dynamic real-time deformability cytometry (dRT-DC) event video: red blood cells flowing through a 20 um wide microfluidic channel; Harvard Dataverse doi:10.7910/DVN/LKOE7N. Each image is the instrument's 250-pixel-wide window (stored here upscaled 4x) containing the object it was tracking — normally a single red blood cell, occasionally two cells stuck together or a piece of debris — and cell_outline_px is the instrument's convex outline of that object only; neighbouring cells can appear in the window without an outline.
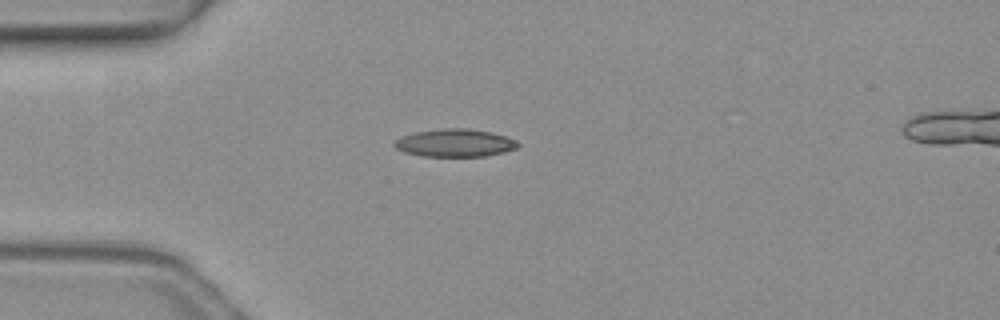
{"species": "common noctule bat (a hibernating species)", "species_latin": "Nyctalus noctula", "temperature_condition": "warm", "stored_images_in_passage": 1, "camera_frame_rate_fps": 3000, "um_per_image_px": 0.085, "animal": {"sex": "female", "body_mass_g": 19.3, "forearm_length_mm": 54.1}, "frame": {"image": 1, "passage_image": 1, "time_ms": 0.0, "image_size_px": [1000, 320], "cell_outline_px": [[520, 144], [516, 148], [504, 152], [484, 156], [420, 156], [404, 152], [396, 148], [392, 144], [400, 136], [416, 132], [444, 128], [468, 128], [492, 132], [516, 140]], "centroid_in_image_um": [38.65, 12.14], "position_along_channel_um": 46.4, "area_um2": 20.0}}